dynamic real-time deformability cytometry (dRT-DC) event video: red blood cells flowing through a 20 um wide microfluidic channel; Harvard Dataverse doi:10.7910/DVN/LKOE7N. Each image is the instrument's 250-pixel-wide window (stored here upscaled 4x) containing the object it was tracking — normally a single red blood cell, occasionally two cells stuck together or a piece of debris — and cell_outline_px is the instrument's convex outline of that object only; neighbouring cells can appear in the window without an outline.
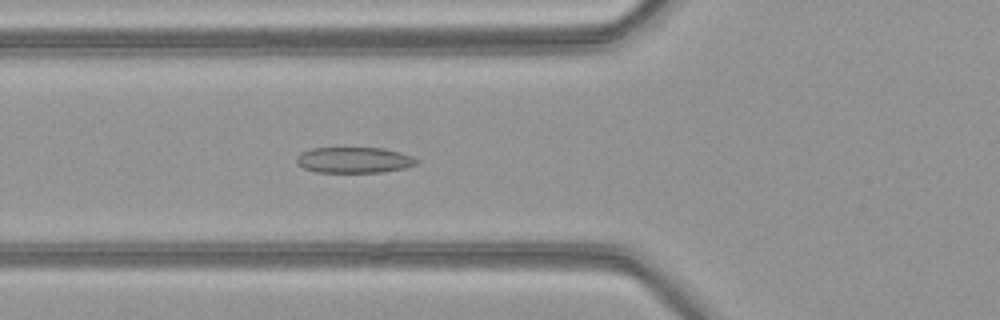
{"species": "common noctule bat (a hibernating species)", "species_latin": "Nyctalus noctula", "temperature_condition": "warm", "stored_images_in_passage": 51, "camera_frame_rate_fps": 3000, "um_per_image_px": 0.085, "animal": {"sex": "female", "body_mass_g": 21.9}, "frame": {"image": 1, "passage_image": 19, "time_ms": 6.0, "image_size_px": [1000, 320], "cell_outline_px": [[420, 160], [416, 164], [404, 168], [380, 172], [316, 172], [304, 168], [296, 164], [296, 156], [300, 152], [312, 148], [384, 148], [400, 152], [412, 156]], "centroid_in_image_um": [30.07, 13.6], "position_along_channel_um": 95.7, "area_um2": 18.15}}
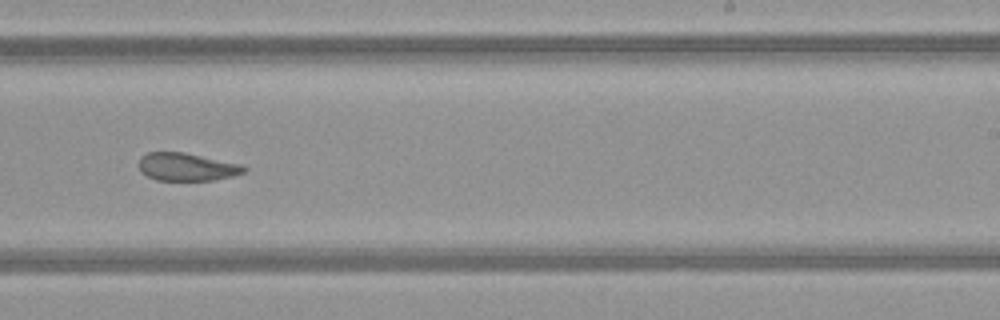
{"frame": {"image": 2, "passage_image": 32, "time_ms": 10.333, "image_size_px": [1000, 320], "cell_outline_px": [[248, 168], [244, 172], [232, 176], [212, 180], [156, 180], [140, 172], [140, 156], [148, 152], [184, 152], [240, 164]], "centroid_in_image_um": [15.86, 14.18], "position_along_channel_um": 273.1, "area_um2": 16.94}}
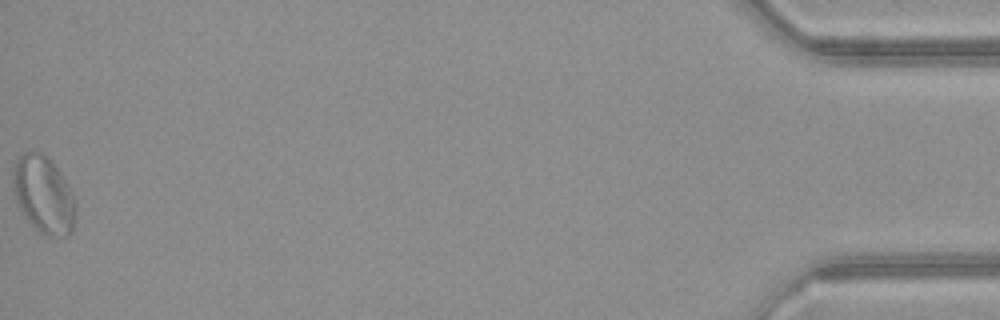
{"frame": {"image": 3, "passage_image": 51, "time_ms": 16.667, "image_size_px": [1000, 320], "cell_outline_px": [[76, 208], [72, 232], [68, 236], [48, 236], [32, 224], [20, 208], [16, 200], [12, 180], [16, 160], [24, 152], [40, 152], [60, 172], [68, 184], [76, 200]], "centroid_in_image_um": [3.73, 16.56], "position_along_channel_um": 431.5, "area_um2": 27.63}, "authors_computed_cell_mechanics": {"area_um2": 19.9988, "velocity_mm_per_s": 4.0809, "shape_relaxation_time_tau1_ms": null, "shape_relaxation_time_tau2_ms": 1.5187, "deformation_change_tau1": null, "deformation_change_tau2": 0.0771}}